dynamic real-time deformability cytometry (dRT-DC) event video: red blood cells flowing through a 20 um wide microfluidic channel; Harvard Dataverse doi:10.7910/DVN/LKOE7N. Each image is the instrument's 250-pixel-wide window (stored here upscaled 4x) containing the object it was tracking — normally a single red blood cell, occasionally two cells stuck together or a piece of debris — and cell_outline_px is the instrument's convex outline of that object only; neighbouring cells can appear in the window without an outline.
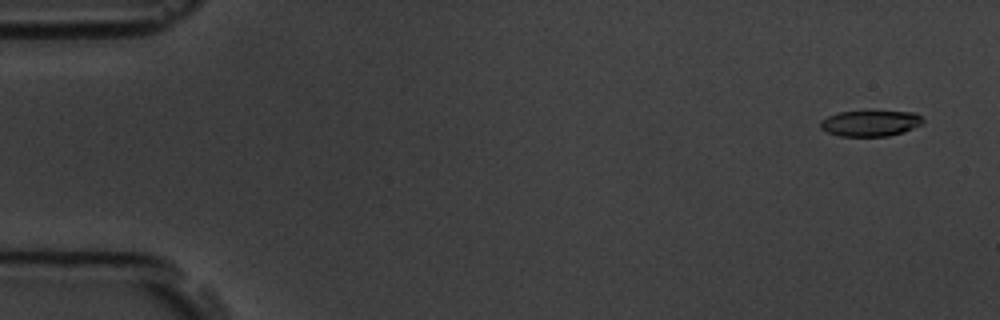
{"species": "common noctule bat (a hibernating species)", "species_latin": "Nyctalus noctula", "temperature_condition": "room temperature", "stored_images_in_passage": 4, "camera_frame_rate_fps": 3000, "um_per_image_px": 0.085, "animal": {"sex": "male", "body_mass_g": 19.5, "forearm_length_mm": 54.6}, "frame": {"image": 1, "passage_image": 1, "time_ms": 0.0, "image_size_px": [1000, 320], "cell_outline_px": [[924, 124], [904, 132], [888, 136], [840, 136], [828, 132], [820, 128], [820, 120], [828, 116], [840, 112], [864, 108], [872, 108], [916, 112], [924, 120]], "centroid_in_image_um": [74.03, 10.41], "position_along_channel_um": 11.0, "area_um2": 16.59}}
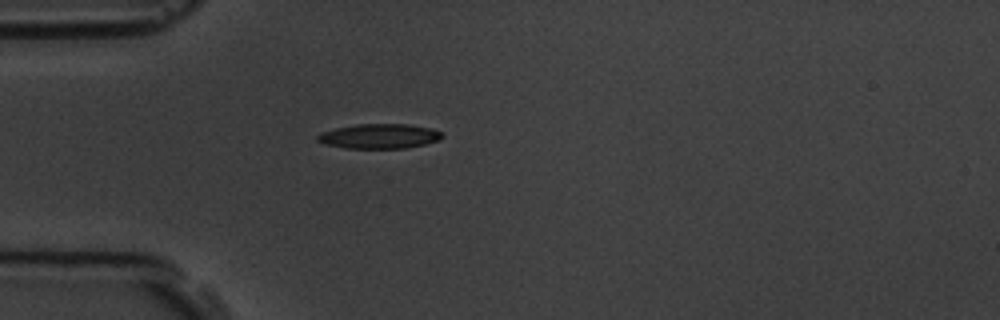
{"frame": {"image": 2, "passage_image": 4, "time_ms": 4.333, "image_size_px": [1000, 320], "cell_outline_px": [[444, 136], [440, 140], [424, 144], [404, 148], [344, 148], [324, 144], [316, 140], [316, 136], [320, 132], [336, 128], [356, 124], [408, 124], [432, 128], [444, 132]], "centroid_in_image_um": [32.25, 11.57], "position_along_channel_um": 52.7, "area_um2": 18.15}}